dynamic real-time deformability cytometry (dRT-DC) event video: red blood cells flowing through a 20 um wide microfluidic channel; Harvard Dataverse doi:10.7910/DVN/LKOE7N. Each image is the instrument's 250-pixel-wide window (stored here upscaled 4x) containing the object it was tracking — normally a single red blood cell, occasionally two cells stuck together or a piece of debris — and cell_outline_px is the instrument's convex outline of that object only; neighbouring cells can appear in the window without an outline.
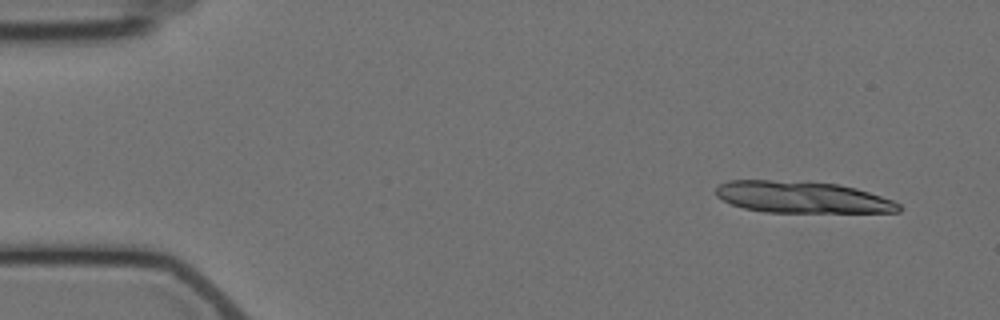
{"species": "Egyptian fruit bat (a non-hibernating species)", "species_latin": "Rousettus aegyptiacus", "temperature_condition": "cold", "stored_images_in_passage": 6, "camera_frame_rate_fps": 3000, "um_per_image_px": 0.085, "animal": {"sex": "female"}, "frame": {"image": 1, "passage_image": 1, "time_ms": 0.0, "image_size_px": [1000, 320], "cell_outline_px": [[900, 212], [764, 212], [744, 208], [732, 204], [716, 196], [716, 188], [720, 184], [728, 180], [808, 180], [840, 184], [856, 188], [892, 200], [900, 204]], "centroid_in_image_um": [68.17, 16.74], "position_along_channel_um": 16.8, "area_um2": 33.99}}
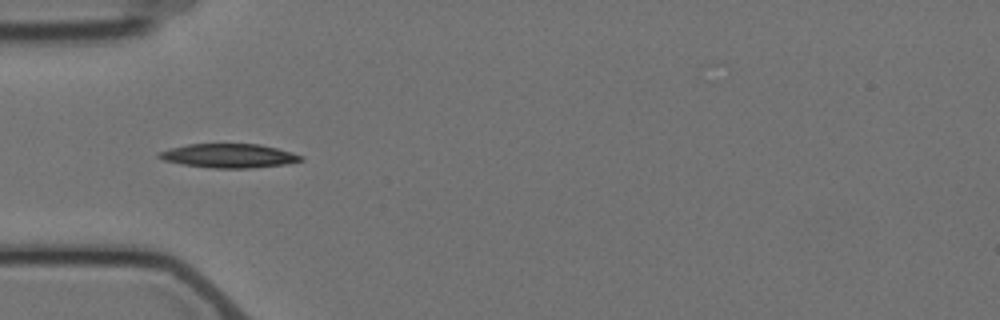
{"frame": {"image": 2, "passage_image": 5, "time_ms": 4.667, "image_size_px": [1000, 320], "cell_outline_px": [[304, 160], [284, 164], [248, 168], [212, 168], [184, 164], [164, 160], [156, 156], [156, 152], [188, 144], [260, 144], [292, 152], [304, 156]], "centroid_in_image_um": [19.46, 13.23], "position_along_channel_um": 65.5, "area_um2": 19.71}}
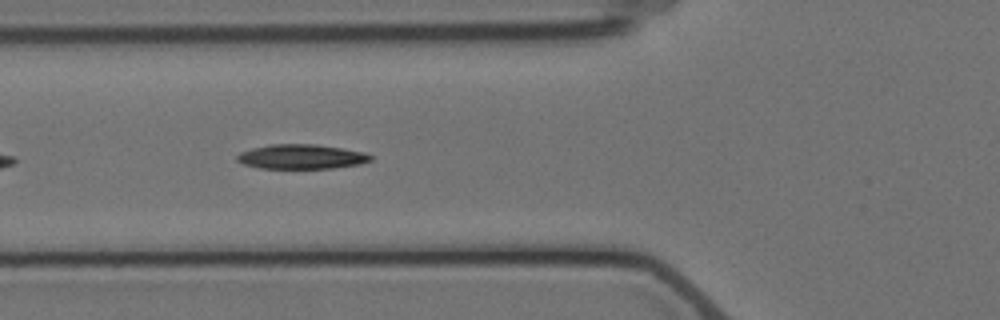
{"frame": {"image": 3, "passage_image": 6, "time_ms": 5.667, "image_size_px": [1000, 320], "cell_outline_px": [[372, 160], [360, 164], [332, 168], [260, 168], [244, 164], [236, 160], [236, 156], [240, 152], [252, 148], [272, 144], [316, 144], [364, 152], [372, 156]], "centroid_in_image_um": [25.61, 13.31], "position_along_channel_um": 100.2, "area_um2": 19.02}}